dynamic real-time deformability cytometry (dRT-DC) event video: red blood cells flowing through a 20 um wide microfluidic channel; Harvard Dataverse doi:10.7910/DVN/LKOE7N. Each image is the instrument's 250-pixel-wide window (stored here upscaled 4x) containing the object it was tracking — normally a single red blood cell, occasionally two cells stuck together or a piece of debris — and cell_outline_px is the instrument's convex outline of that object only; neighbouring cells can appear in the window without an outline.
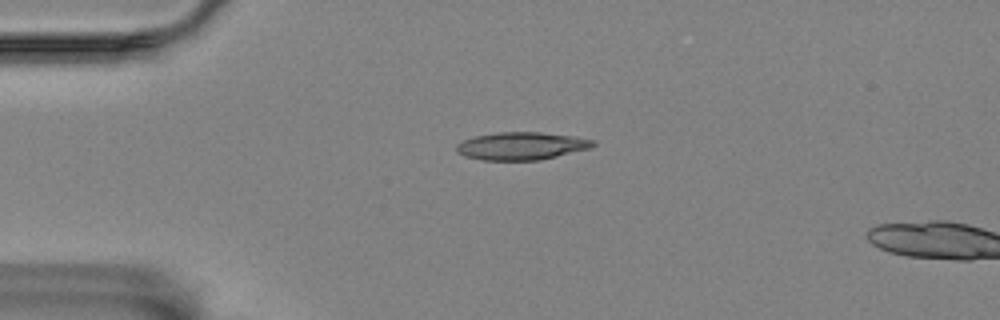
{"species": "Egyptian fruit bat (a non-hibernating species)", "species_latin": "Rousettus aegyptiacus", "temperature_condition": "room temperature", "stored_images_in_passage": 4, "camera_frame_rate_fps": 3000, "um_per_image_px": 0.085, "animal": {"sex": "female"}, "frame": {"image": 1, "passage_image": 1, "time_ms": 0.0, "image_size_px": [1000, 320], "cell_outline_px": [[596, 144], [592, 148], [540, 160], [484, 160], [464, 156], [456, 152], [456, 144], [464, 140], [476, 136], [496, 132], [540, 132], [572, 136], [596, 140]], "centroid_in_image_um": [44.34, 12.41], "position_along_channel_um": 40.7, "area_um2": 22.14}}